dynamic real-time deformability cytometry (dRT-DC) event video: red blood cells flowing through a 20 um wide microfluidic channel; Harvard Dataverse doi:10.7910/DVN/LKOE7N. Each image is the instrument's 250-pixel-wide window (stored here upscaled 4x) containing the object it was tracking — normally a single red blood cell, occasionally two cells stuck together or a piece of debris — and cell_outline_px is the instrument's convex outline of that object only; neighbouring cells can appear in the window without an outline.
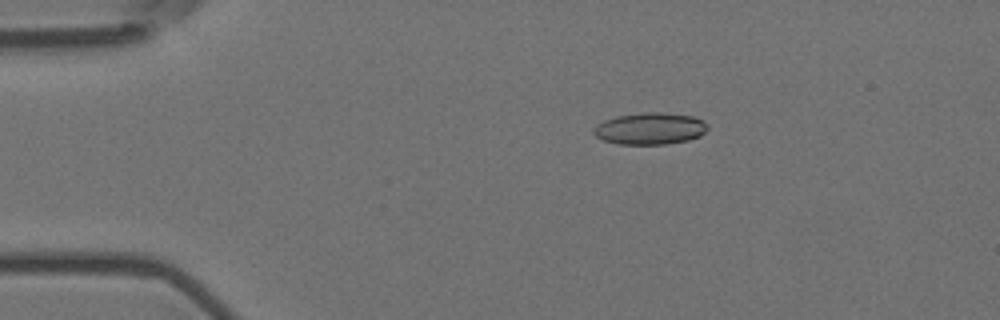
{"species": "Egyptian fruit bat (a non-hibernating species)", "species_latin": "Rousettus aegyptiacus", "temperature_condition": "room temperature", "stored_images_in_passage": 6, "camera_frame_rate_fps": 3000, "um_per_image_px": 0.085, "animal": {"sex": "female"}, "frame": {"image": 1, "passage_image": 6, "time_ms": 1.667, "image_size_px": [1000, 320], "cell_outline_px": [[708, 128], [700, 136], [688, 140], [664, 144], [616, 144], [604, 140], [596, 136], [592, 132], [596, 124], [604, 120], [616, 116], [644, 112], [656, 112], [692, 116], [704, 120]], "centroid_in_image_um": [55.23, 10.93], "position_along_channel_um": 29.8, "area_um2": 21.1}}